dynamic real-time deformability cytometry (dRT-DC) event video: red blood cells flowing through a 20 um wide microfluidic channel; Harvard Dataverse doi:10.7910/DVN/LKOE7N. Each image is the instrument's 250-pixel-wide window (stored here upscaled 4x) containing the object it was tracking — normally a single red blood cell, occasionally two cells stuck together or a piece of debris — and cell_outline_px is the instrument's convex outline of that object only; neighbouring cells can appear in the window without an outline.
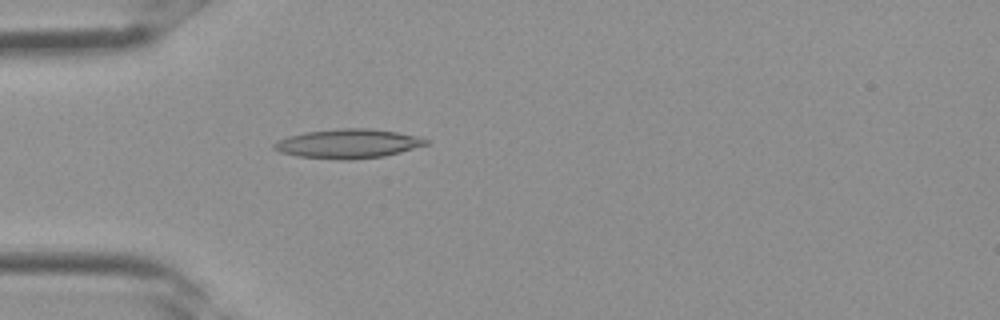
{"species": "Egyptian fruit bat (a non-hibernating species)", "species_latin": "Rousettus aegyptiacus", "temperature_condition": "room temperature", "stored_images_in_passage": 3, "camera_frame_rate_fps": 3000, "um_per_image_px": 0.085, "frame": {"image": 1, "passage_image": 3, "time_ms": 0.667, "image_size_px": [1000, 320], "cell_outline_px": [[428, 144], [400, 152], [384, 156], [352, 160], [344, 160], [296, 156], [280, 152], [272, 148], [272, 144], [276, 140], [288, 136], [304, 132], [344, 128], [368, 128], [396, 132], [416, 136], [428, 140]], "centroid_in_image_um": [29.53, 12.21], "position_along_channel_um": 55.5, "area_um2": 25.84}}